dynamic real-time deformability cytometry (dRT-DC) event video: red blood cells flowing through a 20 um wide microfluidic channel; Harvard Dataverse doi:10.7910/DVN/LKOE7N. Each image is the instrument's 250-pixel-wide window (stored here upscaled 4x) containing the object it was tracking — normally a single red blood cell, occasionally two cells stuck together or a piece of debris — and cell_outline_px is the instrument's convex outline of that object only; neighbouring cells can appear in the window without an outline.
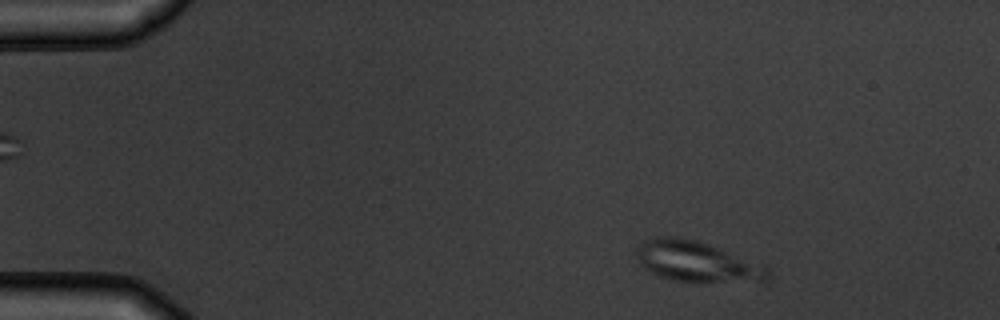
{"species": "common noctule bat (a hibernating species)", "species_latin": "Nyctalus noctula", "temperature_condition": "warm", "stored_images_in_passage": 9, "camera_frame_rate_fps": 3000, "um_per_image_px": 0.085, "animal": {"sex": "male", "body_mass_g": 19.5, "forearm_length_mm": 54.6}, "frame": {"image": 1, "passage_image": 1, "time_ms": 0.0, "image_size_px": [1000, 320], "cell_outline_px": [[772, 272], [768, 280], [764, 284], [672, 280], [660, 276], [644, 268], [636, 256], [636, 244], [644, 240], [656, 236], [676, 236], [700, 240], [764, 264]], "centroid_in_image_um": [59.34, 22.24], "position_along_channel_um": 25.7, "area_um2": 32.25}}